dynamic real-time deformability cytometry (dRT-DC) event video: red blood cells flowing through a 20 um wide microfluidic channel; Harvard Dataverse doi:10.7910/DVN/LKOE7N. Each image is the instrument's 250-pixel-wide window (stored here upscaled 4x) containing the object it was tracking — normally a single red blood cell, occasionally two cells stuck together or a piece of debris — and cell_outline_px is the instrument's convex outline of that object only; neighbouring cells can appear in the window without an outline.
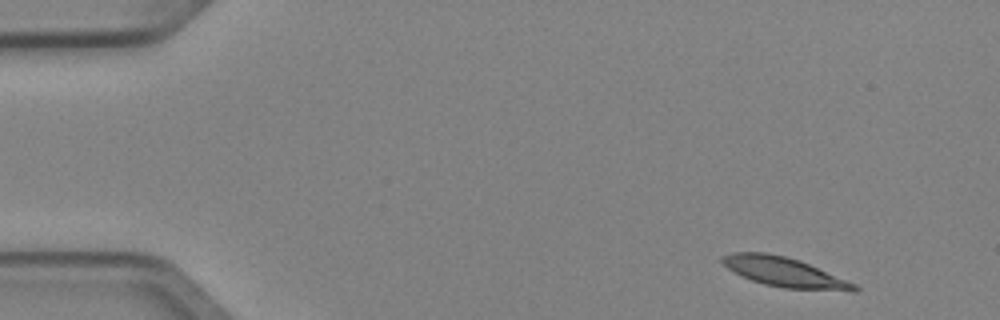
{"species": "Egyptian fruit bat (a non-hibernating species)", "species_latin": "Rousettus aegyptiacus", "temperature_condition": "cold", "stored_images_in_passage": 3, "camera_frame_rate_fps": 3000, "um_per_image_px": 0.085, "animal": {"sex": "female"}, "frame": {"image": 1, "passage_image": 1, "time_ms": 0.0, "image_size_px": [1000, 320], "cell_outline_px": [[860, 288], [856, 292], [852, 292], [784, 288], [764, 284], [752, 280], [728, 268], [720, 260], [720, 256], [732, 252], [768, 252], [800, 260], [856, 284]], "centroid_in_image_um": [66.71, 23.13], "position_along_channel_um": 18.3, "area_um2": 22.77}}
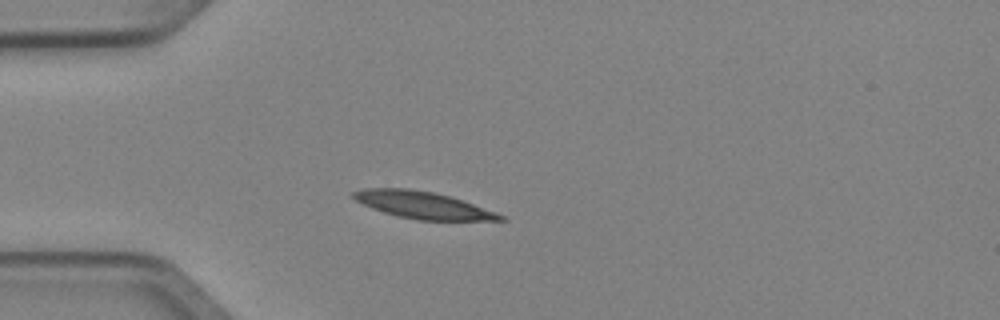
{"frame": {"image": 2, "passage_image": 3, "time_ms": 0.667, "image_size_px": [1000, 320], "cell_outline_px": [[508, 220], [416, 220], [396, 216], [372, 208], [356, 200], [352, 196], [352, 192], [364, 188], [408, 188], [432, 192], [448, 196], [496, 212], [504, 216]], "centroid_in_image_um": [35.9, 17.43], "position_along_channel_um": 49.1, "area_um2": 22.77}}